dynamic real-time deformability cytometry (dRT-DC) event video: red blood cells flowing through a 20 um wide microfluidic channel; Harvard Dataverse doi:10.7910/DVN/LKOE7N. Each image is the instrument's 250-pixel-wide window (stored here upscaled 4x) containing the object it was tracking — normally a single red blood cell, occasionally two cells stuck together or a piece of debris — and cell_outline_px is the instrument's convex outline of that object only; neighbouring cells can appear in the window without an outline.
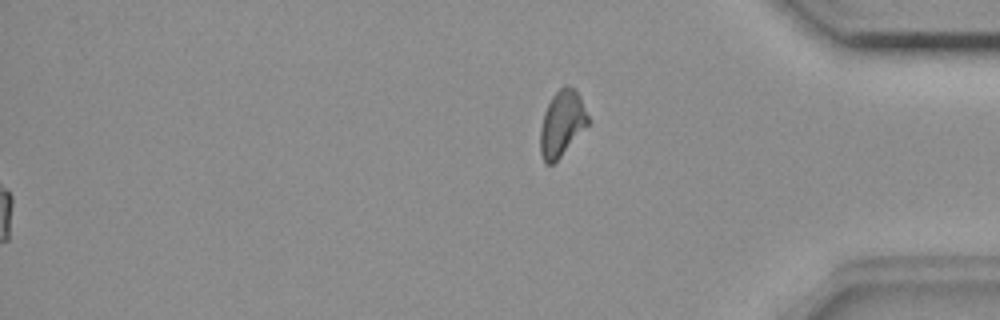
{"species": "common noctule bat (a hibernating species)", "species_latin": "Nyctalus noctula", "temperature_condition": "room temperature", "stored_images_in_passage": 57, "segment_of_instrument_passage": [2, 2], "camera_frame_rate_fps": 3000, "um_per_image_px": 0.085, "animal": {"sex": "female", "body_mass_g": 18.4}, "frame": {"image": 1, "passage_image": 57, "time_ms": 18.667, "image_size_px": [1000, 320], "cell_outline_px": [[588, 124], [560, 156], [552, 164], [544, 164], [540, 152], [540, 128], [544, 112], [552, 96], [564, 84], [572, 88], [580, 96], [588, 116]], "centroid_in_image_um": [47.73, 10.49], "position_along_channel_um": 387.5, "area_um2": 17.92}}